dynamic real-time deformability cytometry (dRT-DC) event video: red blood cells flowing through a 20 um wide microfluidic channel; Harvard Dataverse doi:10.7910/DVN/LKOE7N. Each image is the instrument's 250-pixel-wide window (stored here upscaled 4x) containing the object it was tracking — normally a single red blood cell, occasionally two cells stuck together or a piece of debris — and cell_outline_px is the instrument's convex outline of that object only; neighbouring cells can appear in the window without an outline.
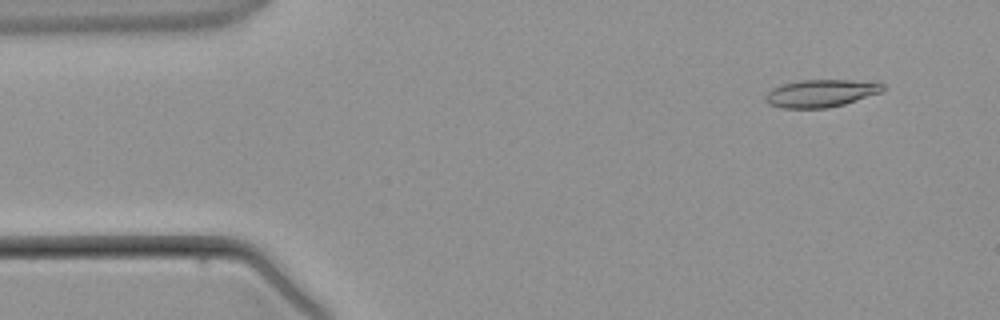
{"species": "common noctule bat (a hibernating species)", "species_latin": "Nyctalus noctula", "temperature_condition": "warm", "stored_images_in_passage": 3, "camera_frame_rate_fps": 3000, "um_per_image_px": 0.085, "animal": {"sex": "male", "body_mass_g": 21.5, "forearm_length_mm": 52.0}, "frame": {"image": 1, "passage_image": 1, "time_ms": 0.0, "image_size_px": [1000, 320], "cell_outline_px": [[884, 88], [880, 92], [844, 104], [828, 108], [784, 108], [768, 104], [764, 100], [764, 96], [772, 88], [784, 84], [800, 80], [880, 80], [884, 84]], "centroid_in_image_um": [69.81, 7.91], "position_along_channel_um": 15.2, "area_um2": 19.02}}
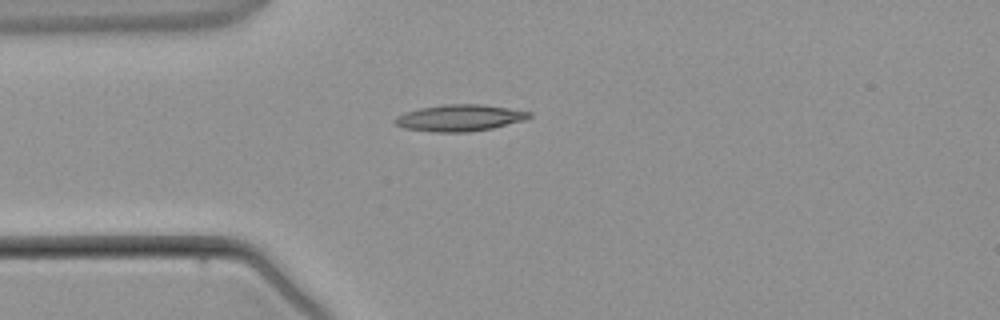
{"frame": {"image": 2, "passage_image": 3, "time_ms": 2.333, "image_size_px": [1000, 320], "cell_outline_px": [[532, 116], [524, 120], [492, 128], [468, 132], [436, 132], [404, 128], [396, 124], [392, 120], [396, 116], [404, 112], [420, 108], [444, 104], [480, 104], [508, 108], [532, 112]], "centroid_in_image_um": [39.05, 10.01], "position_along_channel_um": 46.0, "area_um2": 20.75}}